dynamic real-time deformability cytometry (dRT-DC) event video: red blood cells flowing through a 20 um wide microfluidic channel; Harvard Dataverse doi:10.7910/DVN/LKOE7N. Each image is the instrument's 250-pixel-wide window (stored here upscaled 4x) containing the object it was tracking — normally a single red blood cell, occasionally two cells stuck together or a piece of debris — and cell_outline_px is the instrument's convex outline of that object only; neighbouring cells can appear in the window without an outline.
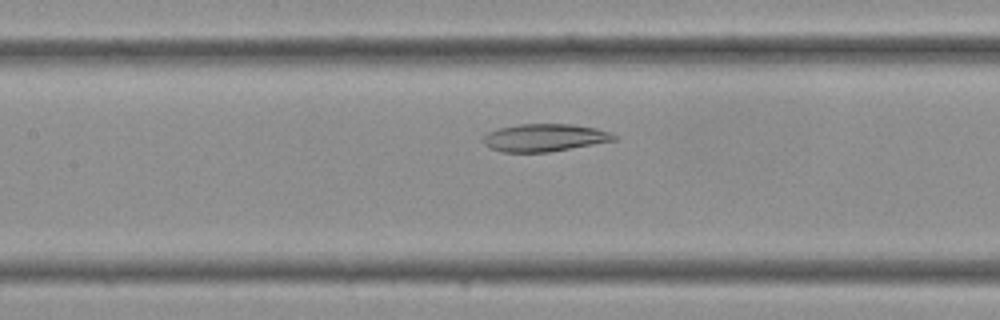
{"species": "Egyptian fruit bat (a non-hibernating species)", "species_latin": "Rousettus aegyptiacus", "temperature_condition": "cold", "stored_images_in_passage": 34, "camera_frame_rate_fps": 3000, "um_per_image_px": 0.085, "frame": {"image": 1, "passage_image": 14, "time_ms": 4.333, "image_size_px": [1000, 320], "cell_outline_px": [[620, 136], [616, 140], [548, 152], [500, 152], [488, 148], [484, 144], [484, 136], [488, 132], [496, 128], [516, 124], [572, 124], [596, 128]], "centroid_in_image_um": [46.26, 11.7], "position_along_channel_um": 161.1, "area_um2": 21.15}}
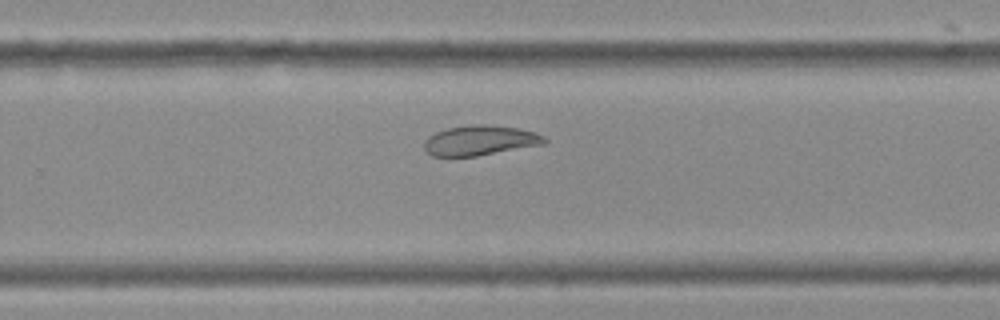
{"frame": {"image": 2, "passage_image": 21, "time_ms": 6.667, "image_size_px": [1000, 320], "cell_outline_px": [[548, 140], [544, 144], [476, 156], [432, 156], [424, 148], [424, 140], [428, 136], [436, 132], [448, 128], [472, 124], [476, 124], [516, 128], [536, 132], [544, 136]], "centroid_in_image_um": [40.79, 11.94], "position_along_channel_um": 289.0, "area_um2": 20.81}}
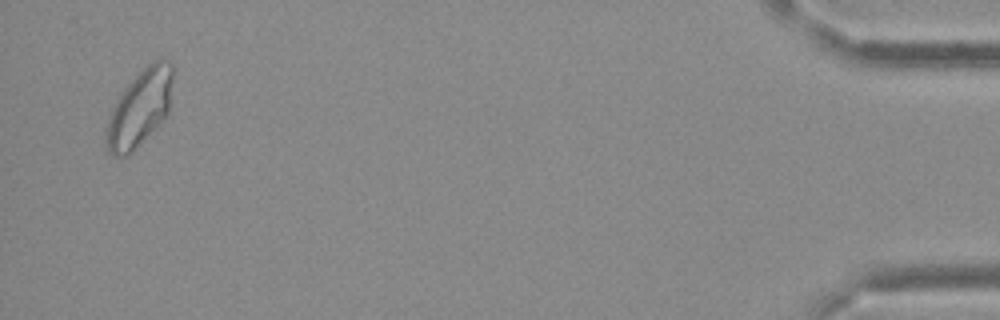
{"frame": {"image": 3, "passage_image": 33, "time_ms": 10.667, "image_size_px": [1000, 320], "cell_outline_px": [[176, 68], [168, 112], [132, 152], [128, 156], [112, 156], [108, 152], [104, 144], [104, 132], [112, 108], [124, 88], [148, 64], [164, 56]], "centroid_in_image_um": [11.88, 9.16], "position_along_channel_um": 423.3, "area_um2": 29.82}}